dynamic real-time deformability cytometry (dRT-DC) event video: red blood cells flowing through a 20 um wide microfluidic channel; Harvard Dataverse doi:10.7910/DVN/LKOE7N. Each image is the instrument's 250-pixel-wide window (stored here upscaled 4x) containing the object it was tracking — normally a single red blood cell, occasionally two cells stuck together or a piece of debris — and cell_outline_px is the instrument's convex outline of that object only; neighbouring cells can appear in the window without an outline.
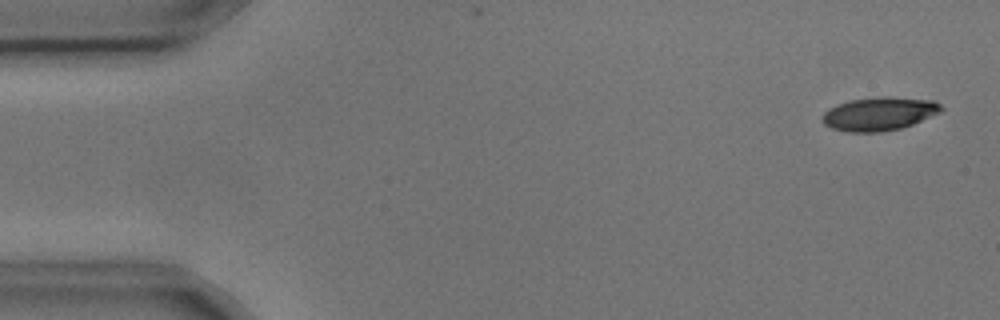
{"species": "common noctule bat (a hibernating species)", "species_latin": "Nyctalus noctula", "temperature_condition": "cold", "stored_images_in_passage": 5, "camera_frame_rate_fps": 3000, "um_per_image_px": 0.085, "animal": {"sex": "male", "body_mass_g": 17.9, "forearm_length_mm": 54.2}, "frame": {"image": 1, "passage_image": 1, "time_ms": 0.0, "image_size_px": [1000, 320], "cell_outline_px": [[944, 108], [940, 112], [912, 124], [900, 128], [880, 132], [848, 132], [832, 128], [824, 124], [820, 120], [820, 116], [828, 108], [836, 104], [852, 100], [888, 96], [932, 100], [940, 104]], "centroid_in_image_um": [74.69, 9.67], "position_along_channel_um": 10.3, "area_um2": 23.12}}
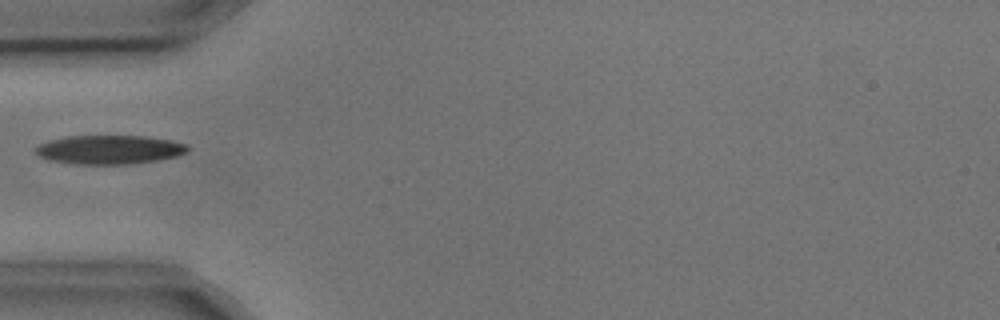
{"frame": {"image": 2, "passage_image": 5, "time_ms": 1.333, "image_size_px": [1000, 320], "cell_outline_px": [[188, 152], [176, 156], [156, 160], [128, 164], [76, 164], [48, 160], [40, 156], [36, 152], [36, 148], [40, 144], [48, 140], [68, 136], [144, 136], [172, 140], [188, 144]], "centroid_in_image_um": [9.31, 12.71], "position_along_channel_um": 75.7, "area_um2": 25.55}}